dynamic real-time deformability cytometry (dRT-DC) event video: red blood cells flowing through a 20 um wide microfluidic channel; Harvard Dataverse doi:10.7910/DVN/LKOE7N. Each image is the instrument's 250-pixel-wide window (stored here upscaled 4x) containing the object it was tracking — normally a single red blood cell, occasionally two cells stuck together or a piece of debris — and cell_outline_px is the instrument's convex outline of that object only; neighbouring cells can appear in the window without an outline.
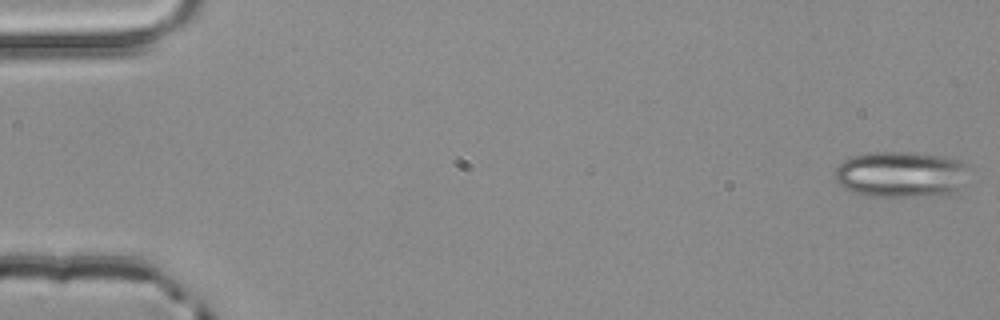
{"species": "common noctule bat (a hibernating species)", "species_latin": "Nyctalus noctula", "temperature_condition": "room temperature", "stored_images_in_passage": 4, "segment_of_instrument_passage": [2, 2], "camera_frame_rate_fps": 3000, "um_per_image_px": 0.085, "animal": {"sex": "male", "body_mass_g": 20.4}, "frame": {"image": 1, "passage_image": 4, "time_ms": 1.0, "image_size_px": [1000, 320], "cell_outline_px": [[968, 164], [964, 184], [956, 192], [948, 196], [872, 196], [852, 192], [844, 188], [836, 180], [836, 168], [844, 160], [852, 156], [872, 152], [916, 152], [948, 156], [960, 160]], "centroid_in_image_um": [76.66, 14.82], "position_along_channel_um": 8.3, "area_um2": 36.53}}